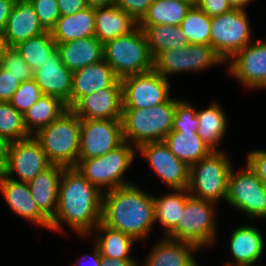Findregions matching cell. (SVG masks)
Returning a JSON list of instances; mask_svg holds the SVG:
<instances>
[{"instance_id":"obj_34","label":"cell","mask_w":266,"mask_h":266,"mask_svg":"<svg viewBox=\"0 0 266 266\" xmlns=\"http://www.w3.org/2000/svg\"><path fill=\"white\" fill-rule=\"evenodd\" d=\"M23 60L35 71L45 63L57 49L50 31L29 38L14 46Z\"/></svg>"},{"instance_id":"obj_38","label":"cell","mask_w":266,"mask_h":266,"mask_svg":"<svg viewBox=\"0 0 266 266\" xmlns=\"http://www.w3.org/2000/svg\"><path fill=\"white\" fill-rule=\"evenodd\" d=\"M197 110L184 100H176V109L173 116L172 131L180 133L198 132Z\"/></svg>"},{"instance_id":"obj_9","label":"cell","mask_w":266,"mask_h":266,"mask_svg":"<svg viewBox=\"0 0 266 266\" xmlns=\"http://www.w3.org/2000/svg\"><path fill=\"white\" fill-rule=\"evenodd\" d=\"M251 29L243 9H232L211 17L210 45L222 57L229 60L236 52L250 44Z\"/></svg>"},{"instance_id":"obj_36","label":"cell","mask_w":266,"mask_h":266,"mask_svg":"<svg viewBox=\"0 0 266 266\" xmlns=\"http://www.w3.org/2000/svg\"><path fill=\"white\" fill-rule=\"evenodd\" d=\"M189 44L210 45L211 17L202 11L196 4L188 11L180 24Z\"/></svg>"},{"instance_id":"obj_52","label":"cell","mask_w":266,"mask_h":266,"mask_svg":"<svg viewBox=\"0 0 266 266\" xmlns=\"http://www.w3.org/2000/svg\"><path fill=\"white\" fill-rule=\"evenodd\" d=\"M4 30H0V62L5 52L9 49Z\"/></svg>"},{"instance_id":"obj_47","label":"cell","mask_w":266,"mask_h":266,"mask_svg":"<svg viewBox=\"0 0 266 266\" xmlns=\"http://www.w3.org/2000/svg\"><path fill=\"white\" fill-rule=\"evenodd\" d=\"M10 142L0 137V179L6 175Z\"/></svg>"},{"instance_id":"obj_22","label":"cell","mask_w":266,"mask_h":266,"mask_svg":"<svg viewBox=\"0 0 266 266\" xmlns=\"http://www.w3.org/2000/svg\"><path fill=\"white\" fill-rule=\"evenodd\" d=\"M66 167L52 164L29 183V189L40 212L51 221L57 209L60 178Z\"/></svg>"},{"instance_id":"obj_23","label":"cell","mask_w":266,"mask_h":266,"mask_svg":"<svg viewBox=\"0 0 266 266\" xmlns=\"http://www.w3.org/2000/svg\"><path fill=\"white\" fill-rule=\"evenodd\" d=\"M138 26L139 22L132 15L116 5L95 8L94 36L103 44L134 31Z\"/></svg>"},{"instance_id":"obj_19","label":"cell","mask_w":266,"mask_h":266,"mask_svg":"<svg viewBox=\"0 0 266 266\" xmlns=\"http://www.w3.org/2000/svg\"><path fill=\"white\" fill-rule=\"evenodd\" d=\"M73 73L62 63L56 49L48 60L34 71V80L42 94L57 97L67 104L71 98Z\"/></svg>"},{"instance_id":"obj_44","label":"cell","mask_w":266,"mask_h":266,"mask_svg":"<svg viewBox=\"0 0 266 266\" xmlns=\"http://www.w3.org/2000/svg\"><path fill=\"white\" fill-rule=\"evenodd\" d=\"M246 161V164H248L260 181L266 186V151H252L248 154Z\"/></svg>"},{"instance_id":"obj_29","label":"cell","mask_w":266,"mask_h":266,"mask_svg":"<svg viewBox=\"0 0 266 266\" xmlns=\"http://www.w3.org/2000/svg\"><path fill=\"white\" fill-rule=\"evenodd\" d=\"M68 107L61 99L42 95L24 114L23 122L30 136L59 118ZM35 130V131H34Z\"/></svg>"},{"instance_id":"obj_43","label":"cell","mask_w":266,"mask_h":266,"mask_svg":"<svg viewBox=\"0 0 266 266\" xmlns=\"http://www.w3.org/2000/svg\"><path fill=\"white\" fill-rule=\"evenodd\" d=\"M21 82L0 66V102H9Z\"/></svg>"},{"instance_id":"obj_27","label":"cell","mask_w":266,"mask_h":266,"mask_svg":"<svg viewBox=\"0 0 266 266\" xmlns=\"http://www.w3.org/2000/svg\"><path fill=\"white\" fill-rule=\"evenodd\" d=\"M198 248L192 243L165 237L153 247L144 266H197L192 251Z\"/></svg>"},{"instance_id":"obj_11","label":"cell","mask_w":266,"mask_h":266,"mask_svg":"<svg viewBox=\"0 0 266 266\" xmlns=\"http://www.w3.org/2000/svg\"><path fill=\"white\" fill-rule=\"evenodd\" d=\"M224 60L211 45L188 44L181 49H170L153 59V69L168 79V74L184 71H202Z\"/></svg>"},{"instance_id":"obj_16","label":"cell","mask_w":266,"mask_h":266,"mask_svg":"<svg viewBox=\"0 0 266 266\" xmlns=\"http://www.w3.org/2000/svg\"><path fill=\"white\" fill-rule=\"evenodd\" d=\"M230 59V73L244 86L266 88V42L248 44Z\"/></svg>"},{"instance_id":"obj_20","label":"cell","mask_w":266,"mask_h":266,"mask_svg":"<svg viewBox=\"0 0 266 266\" xmlns=\"http://www.w3.org/2000/svg\"><path fill=\"white\" fill-rule=\"evenodd\" d=\"M0 189L14 213L50 229V221L38 209L28 183L4 176L0 179Z\"/></svg>"},{"instance_id":"obj_7","label":"cell","mask_w":266,"mask_h":266,"mask_svg":"<svg viewBox=\"0 0 266 266\" xmlns=\"http://www.w3.org/2000/svg\"><path fill=\"white\" fill-rule=\"evenodd\" d=\"M231 168L228 157L222 151H213L190 166L189 194L213 202L222 198L226 200Z\"/></svg>"},{"instance_id":"obj_53","label":"cell","mask_w":266,"mask_h":266,"mask_svg":"<svg viewBox=\"0 0 266 266\" xmlns=\"http://www.w3.org/2000/svg\"><path fill=\"white\" fill-rule=\"evenodd\" d=\"M252 0H228L233 9H243Z\"/></svg>"},{"instance_id":"obj_10","label":"cell","mask_w":266,"mask_h":266,"mask_svg":"<svg viewBox=\"0 0 266 266\" xmlns=\"http://www.w3.org/2000/svg\"><path fill=\"white\" fill-rule=\"evenodd\" d=\"M123 109L151 108L167 102L170 83L154 69L121 79Z\"/></svg>"},{"instance_id":"obj_40","label":"cell","mask_w":266,"mask_h":266,"mask_svg":"<svg viewBox=\"0 0 266 266\" xmlns=\"http://www.w3.org/2000/svg\"><path fill=\"white\" fill-rule=\"evenodd\" d=\"M0 66L20 82L34 79V70L23 60L14 47H10L5 52Z\"/></svg>"},{"instance_id":"obj_6","label":"cell","mask_w":266,"mask_h":266,"mask_svg":"<svg viewBox=\"0 0 266 266\" xmlns=\"http://www.w3.org/2000/svg\"><path fill=\"white\" fill-rule=\"evenodd\" d=\"M135 148L124 141L117 148L98 158L79 159L74 167L100 191L104 186L108 191L132 184L123 180L125 170L131 165Z\"/></svg>"},{"instance_id":"obj_13","label":"cell","mask_w":266,"mask_h":266,"mask_svg":"<svg viewBox=\"0 0 266 266\" xmlns=\"http://www.w3.org/2000/svg\"><path fill=\"white\" fill-rule=\"evenodd\" d=\"M123 142L122 120L81 119L79 159L101 157Z\"/></svg>"},{"instance_id":"obj_26","label":"cell","mask_w":266,"mask_h":266,"mask_svg":"<svg viewBox=\"0 0 266 266\" xmlns=\"http://www.w3.org/2000/svg\"><path fill=\"white\" fill-rule=\"evenodd\" d=\"M50 32L56 44L94 36L95 8L87 7L75 14L61 16Z\"/></svg>"},{"instance_id":"obj_46","label":"cell","mask_w":266,"mask_h":266,"mask_svg":"<svg viewBox=\"0 0 266 266\" xmlns=\"http://www.w3.org/2000/svg\"><path fill=\"white\" fill-rule=\"evenodd\" d=\"M57 3L61 16L75 14L88 7L85 0H57Z\"/></svg>"},{"instance_id":"obj_51","label":"cell","mask_w":266,"mask_h":266,"mask_svg":"<svg viewBox=\"0 0 266 266\" xmlns=\"http://www.w3.org/2000/svg\"><path fill=\"white\" fill-rule=\"evenodd\" d=\"M90 258H91L90 259L91 263L89 264V266H103L102 265V256H101L100 250L97 246H95L93 255L90 256Z\"/></svg>"},{"instance_id":"obj_2","label":"cell","mask_w":266,"mask_h":266,"mask_svg":"<svg viewBox=\"0 0 266 266\" xmlns=\"http://www.w3.org/2000/svg\"><path fill=\"white\" fill-rule=\"evenodd\" d=\"M144 192L133 183L105 191L101 223L144 240L155 223L154 196Z\"/></svg>"},{"instance_id":"obj_48","label":"cell","mask_w":266,"mask_h":266,"mask_svg":"<svg viewBox=\"0 0 266 266\" xmlns=\"http://www.w3.org/2000/svg\"><path fill=\"white\" fill-rule=\"evenodd\" d=\"M16 0H0V30H4Z\"/></svg>"},{"instance_id":"obj_12","label":"cell","mask_w":266,"mask_h":266,"mask_svg":"<svg viewBox=\"0 0 266 266\" xmlns=\"http://www.w3.org/2000/svg\"><path fill=\"white\" fill-rule=\"evenodd\" d=\"M246 166V169L238 172L237 175L231 168L225 201L247 213L250 219L254 216L264 218L266 217V186L248 164Z\"/></svg>"},{"instance_id":"obj_54","label":"cell","mask_w":266,"mask_h":266,"mask_svg":"<svg viewBox=\"0 0 266 266\" xmlns=\"http://www.w3.org/2000/svg\"><path fill=\"white\" fill-rule=\"evenodd\" d=\"M186 1H189L190 3H194L196 4L197 0H186Z\"/></svg>"},{"instance_id":"obj_25","label":"cell","mask_w":266,"mask_h":266,"mask_svg":"<svg viewBox=\"0 0 266 266\" xmlns=\"http://www.w3.org/2000/svg\"><path fill=\"white\" fill-rule=\"evenodd\" d=\"M231 253L236 261L237 266H253L261 257L264 240L261 233L252 226H239L230 237ZM230 264L226 266H236Z\"/></svg>"},{"instance_id":"obj_42","label":"cell","mask_w":266,"mask_h":266,"mask_svg":"<svg viewBox=\"0 0 266 266\" xmlns=\"http://www.w3.org/2000/svg\"><path fill=\"white\" fill-rule=\"evenodd\" d=\"M153 0H115L114 5L132 15L138 22L148 12Z\"/></svg>"},{"instance_id":"obj_3","label":"cell","mask_w":266,"mask_h":266,"mask_svg":"<svg viewBox=\"0 0 266 266\" xmlns=\"http://www.w3.org/2000/svg\"><path fill=\"white\" fill-rule=\"evenodd\" d=\"M81 119L71 110L34 134L52 164L75 167L79 161Z\"/></svg>"},{"instance_id":"obj_30","label":"cell","mask_w":266,"mask_h":266,"mask_svg":"<svg viewBox=\"0 0 266 266\" xmlns=\"http://www.w3.org/2000/svg\"><path fill=\"white\" fill-rule=\"evenodd\" d=\"M193 5L186 0H153L139 26H180Z\"/></svg>"},{"instance_id":"obj_8","label":"cell","mask_w":266,"mask_h":266,"mask_svg":"<svg viewBox=\"0 0 266 266\" xmlns=\"http://www.w3.org/2000/svg\"><path fill=\"white\" fill-rule=\"evenodd\" d=\"M217 202L189 196L177 226L168 239L192 243L199 248L212 244L215 239L214 205Z\"/></svg>"},{"instance_id":"obj_18","label":"cell","mask_w":266,"mask_h":266,"mask_svg":"<svg viewBox=\"0 0 266 266\" xmlns=\"http://www.w3.org/2000/svg\"><path fill=\"white\" fill-rule=\"evenodd\" d=\"M106 87H122L112 68L103 59L74 71L70 101L66 104L71 109L82 97Z\"/></svg>"},{"instance_id":"obj_4","label":"cell","mask_w":266,"mask_h":266,"mask_svg":"<svg viewBox=\"0 0 266 266\" xmlns=\"http://www.w3.org/2000/svg\"><path fill=\"white\" fill-rule=\"evenodd\" d=\"M176 99L144 109H123V139L134 142L135 148L149 142L163 141L172 130Z\"/></svg>"},{"instance_id":"obj_41","label":"cell","mask_w":266,"mask_h":266,"mask_svg":"<svg viewBox=\"0 0 266 266\" xmlns=\"http://www.w3.org/2000/svg\"><path fill=\"white\" fill-rule=\"evenodd\" d=\"M45 31H51L61 17L57 0H29Z\"/></svg>"},{"instance_id":"obj_15","label":"cell","mask_w":266,"mask_h":266,"mask_svg":"<svg viewBox=\"0 0 266 266\" xmlns=\"http://www.w3.org/2000/svg\"><path fill=\"white\" fill-rule=\"evenodd\" d=\"M51 165L40 143L34 136H30L10 143L5 177L11 178L16 173L19 177L17 181L29 183Z\"/></svg>"},{"instance_id":"obj_5","label":"cell","mask_w":266,"mask_h":266,"mask_svg":"<svg viewBox=\"0 0 266 266\" xmlns=\"http://www.w3.org/2000/svg\"><path fill=\"white\" fill-rule=\"evenodd\" d=\"M104 60L119 79L153 70V58L143 29L139 26L132 32L103 44Z\"/></svg>"},{"instance_id":"obj_32","label":"cell","mask_w":266,"mask_h":266,"mask_svg":"<svg viewBox=\"0 0 266 266\" xmlns=\"http://www.w3.org/2000/svg\"><path fill=\"white\" fill-rule=\"evenodd\" d=\"M174 193L154 197L155 222H160L168 235L178 224L184 204L190 196L188 189H174Z\"/></svg>"},{"instance_id":"obj_35","label":"cell","mask_w":266,"mask_h":266,"mask_svg":"<svg viewBox=\"0 0 266 266\" xmlns=\"http://www.w3.org/2000/svg\"><path fill=\"white\" fill-rule=\"evenodd\" d=\"M95 230L103 232L104 236H98L96 246L99 248L102 257H112L117 259H134L129 256V252L135 239L122 231L107 227L100 223Z\"/></svg>"},{"instance_id":"obj_28","label":"cell","mask_w":266,"mask_h":266,"mask_svg":"<svg viewBox=\"0 0 266 266\" xmlns=\"http://www.w3.org/2000/svg\"><path fill=\"white\" fill-rule=\"evenodd\" d=\"M163 141L169 150L189 167L213 152L197 132L180 133L171 130Z\"/></svg>"},{"instance_id":"obj_39","label":"cell","mask_w":266,"mask_h":266,"mask_svg":"<svg viewBox=\"0 0 266 266\" xmlns=\"http://www.w3.org/2000/svg\"><path fill=\"white\" fill-rule=\"evenodd\" d=\"M42 92L34 79L21 82L9 102L19 112L24 114L42 96Z\"/></svg>"},{"instance_id":"obj_45","label":"cell","mask_w":266,"mask_h":266,"mask_svg":"<svg viewBox=\"0 0 266 266\" xmlns=\"http://www.w3.org/2000/svg\"><path fill=\"white\" fill-rule=\"evenodd\" d=\"M196 5L209 17L219 16L233 9L228 0H197Z\"/></svg>"},{"instance_id":"obj_24","label":"cell","mask_w":266,"mask_h":266,"mask_svg":"<svg viewBox=\"0 0 266 266\" xmlns=\"http://www.w3.org/2000/svg\"><path fill=\"white\" fill-rule=\"evenodd\" d=\"M62 63L71 71L104 59L103 43L95 36L57 44Z\"/></svg>"},{"instance_id":"obj_17","label":"cell","mask_w":266,"mask_h":266,"mask_svg":"<svg viewBox=\"0 0 266 266\" xmlns=\"http://www.w3.org/2000/svg\"><path fill=\"white\" fill-rule=\"evenodd\" d=\"M71 110L80 119L121 120L123 112L122 87H106L84 96Z\"/></svg>"},{"instance_id":"obj_14","label":"cell","mask_w":266,"mask_h":266,"mask_svg":"<svg viewBox=\"0 0 266 266\" xmlns=\"http://www.w3.org/2000/svg\"><path fill=\"white\" fill-rule=\"evenodd\" d=\"M136 150L147 158L155 173L168 187L173 190L188 189L190 167L179 160L164 141L145 143Z\"/></svg>"},{"instance_id":"obj_1","label":"cell","mask_w":266,"mask_h":266,"mask_svg":"<svg viewBox=\"0 0 266 266\" xmlns=\"http://www.w3.org/2000/svg\"><path fill=\"white\" fill-rule=\"evenodd\" d=\"M103 192L74 167L65 168L59 183L57 209L50 229L62 230L60 220L84 236L101 223Z\"/></svg>"},{"instance_id":"obj_49","label":"cell","mask_w":266,"mask_h":266,"mask_svg":"<svg viewBox=\"0 0 266 266\" xmlns=\"http://www.w3.org/2000/svg\"><path fill=\"white\" fill-rule=\"evenodd\" d=\"M138 261L134 259H117L112 257H102L103 266H138Z\"/></svg>"},{"instance_id":"obj_33","label":"cell","mask_w":266,"mask_h":266,"mask_svg":"<svg viewBox=\"0 0 266 266\" xmlns=\"http://www.w3.org/2000/svg\"><path fill=\"white\" fill-rule=\"evenodd\" d=\"M220 107L214 103L205 110L197 111V133L213 151H217L216 144L221 141L227 128L226 116Z\"/></svg>"},{"instance_id":"obj_37","label":"cell","mask_w":266,"mask_h":266,"mask_svg":"<svg viewBox=\"0 0 266 266\" xmlns=\"http://www.w3.org/2000/svg\"><path fill=\"white\" fill-rule=\"evenodd\" d=\"M0 137L10 143L30 137L23 122V114L10 102H0Z\"/></svg>"},{"instance_id":"obj_21","label":"cell","mask_w":266,"mask_h":266,"mask_svg":"<svg viewBox=\"0 0 266 266\" xmlns=\"http://www.w3.org/2000/svg\"><path fill=\"white\" fill-rule=\"evenodd\" d=\"M9 47L45 32L29 0H16L4 29Z\"/></svg>"},{"instance_id":"obj_31","label":"cell","mask_w":266,"mask_h":266,"mask_svg":"<svg viewBox=\"0 0 266 266\" xmlns=\"http://www.w3.org/2000/svg\"><path fill=\"white\" fill-rule=\"evenodd\" d=\"M144 30L152 58L170 49H181L189 42L180 26H139Z\"/></svg>"},{"instance_id":"obj_50","label":"cell","mask_w":266,"mask_h":266,"mask_svg":"<svg viewBox=\"0 0 266 266\" xmlns=\"http://www.w3.org/2000/svg\"><path fill=\"white\" fill-rule=\"evenodd\" d=\"M115 0H85L88 7H108L114 5Z\"/></svg>"}]
</instances>
